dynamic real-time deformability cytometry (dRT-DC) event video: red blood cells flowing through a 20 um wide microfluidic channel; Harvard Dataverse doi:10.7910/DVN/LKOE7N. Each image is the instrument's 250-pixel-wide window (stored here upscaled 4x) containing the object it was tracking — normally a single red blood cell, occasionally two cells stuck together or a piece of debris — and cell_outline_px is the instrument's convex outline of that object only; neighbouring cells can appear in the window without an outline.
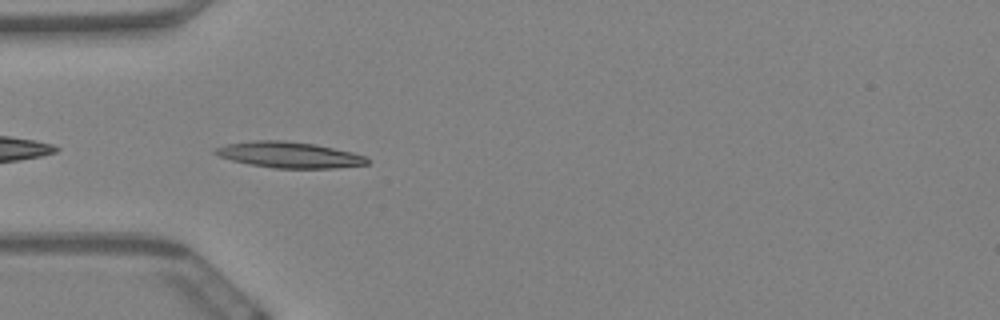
{"species": "Egyptian fruit bat (a non-hibernating species)", "species_latin": "Rousettus aegyptiacus", "temperature_condition": "warm", "stored_images_in_passage": 44, "camera_frame_rate_fps": 3000, "um_per_image_px": 0.085, "animal": {"sex": "female"}, "frame": {"image": 1, "passage_image": 2, "time_ms": 0.333, "image_size_px": [1000, 320], "cell_outline_px": [[368, 164], [336, 168], [272, 168], [248, 164], [232, 160], [220, 156], [212, 152], [216, 148], [228, 144], [252, 140], [284, 140], [316, 144], [352, 152], [364, 156], [368, 160]], "centroid_in_image_um": [24.58, 13.16], "position_along_channel_um": 60.4, "area_um2": 22.95}}
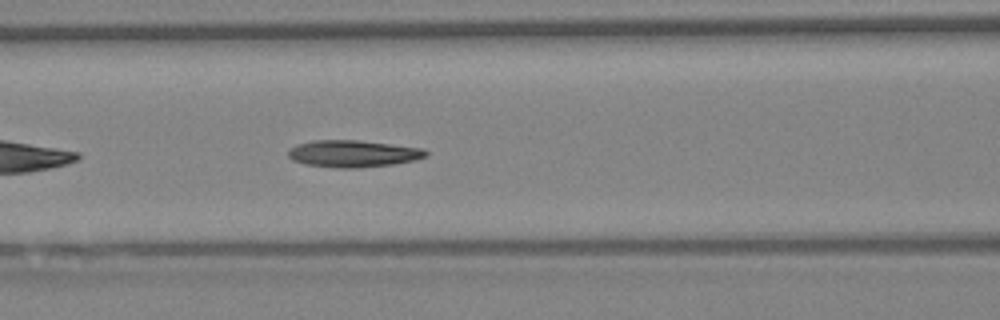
{"frame": {"image": 2, "passage_image": 9, "time_ms": 2.667, "image_size_px": [1000, 320], "cell_outline_px": [[428, 156], [416, 160], [392, 164], [356, 168], [336, 168], [304, 164], [292, 160], [288, 156], [288, 152], [296, 144], [312, 140], [356, 140], [424, 148], [428, 152]], "centroid_in_image_um": [30.01, 13.06], "position_along_channel_um": 136.6, "area_um2": 21.68}}
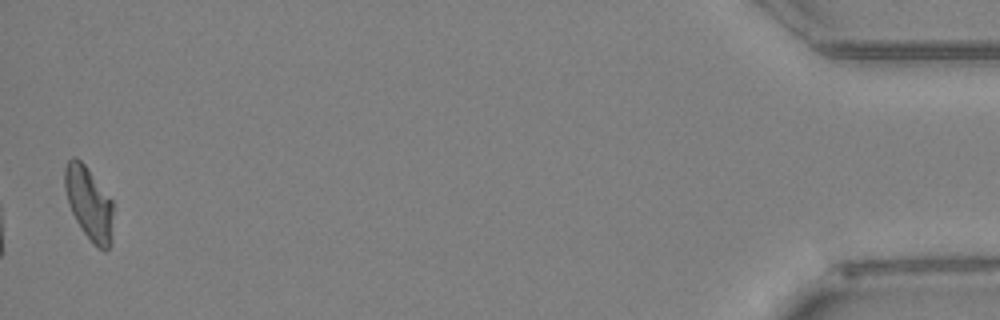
{"frame": {"image": 3, "passage_image": 43, "time_ms": 14.0, "image_size_px": [1000, 320], "cell_outline_px": [[112, 240], [108, 248], [104, 252], [96, 248], [84, 232], [76, 220], [68, 204], [64, 188], [64, 168], [68, 160], [72, 156], [76, 156], [84, 164], [112, 200]], "centroid_in_image_um": [7.55, 17.29], "position_along_channel_um": 427.7, "area_um2": 20.63}, "authors_computed_cell_mechanics": {"area_um2": 20.8369, "velocity_mm_per_s": 3.3843, "shape_relaxation_time_tau1_ms": null, "shape_relaxation_time_tau2_ms": 7.8414, "deformation_change_tau1": null, "deformation_change_tau2": 0.1605}}